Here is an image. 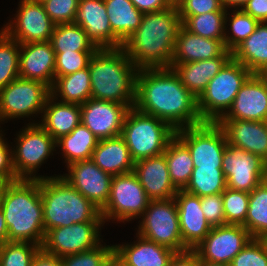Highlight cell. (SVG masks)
Listing matches in <instances>:
<instances>
[{
  "label": "cell",
  "instance_id": "27",
  "mask_svg": "<svg viewBox=\"0 0 267 266\" xmlns=\"http://www.w3.org/2000/svg\"><path fill=\"white\" fill-rule=\"evenodd\" d=\"M231 58L232 52L226 50L220 57L171 65L170 68L178 75L181 83L198 99L205 91L208 82Z\"/></svg>",
  "mask_w": 267,
  "mask_h": 266
},
{
  "label": "cell",
  "instance_id": "41",
  "mask_svg": "<svg viewBox=\"0 0 267 266\" xmlns=\"http://www.w3.org/2000/svg\"><path fill=\"white\" fill-rule=\"evenodd\" d=\"M226 224L243 225L248 211L249 193L226 188L222 193Z\"/></svg>",
  "mask_w": 267,
  "mask_h": 266
},
{
  "label": "cell",
  "instance_id": "20",
  "mask_svg": "<svg viewBox=\"0 0 267 266\" xmlns=\"http://www.w3.org/2000/svg\"><path fill=\"white\" fill-rule=\"evenodd\" d=\"M220 119L267 121V82L261 74H252L246 80Z\"/></svg>",
  "mask_w": 267,
  "mask_h": 266
},
{
  "label": "cell",
  "instance_id": "37",
  "mask_svg": "<svg viewBox=\"0 0 267 266\" xmlns=\"http://www.w3.org/2000/svg\"><path fill=\"white\" fill-rule=\"evenodd\" d=\"M227 181L222 168L194 167L189 183L183 189L199 197L223 193Z\"/></svg>",
  "mask_w": 267,
  "mask_h": 266
},
{
  "label": "cell",
  "instance_id": "35",
  "mask_svg": "<svg viewBox=\"0 0 267 266\" xmlns=\"http://www.w3.org/2000/svg\"><path fill=\"white\" fill-rule=\"evenodd\" d=\"M245 228L252 238L267 239V179L249 193Z\"/></svg>",
  "mask_w": 267,
  "mask_h": 266
},
{
  "label": "cell",
  "instance_id": "47",
  "mask_svg": "<svg viewBox=\"0 0 267 266\" xmlns=\"http://www.w3.org/2000/svg\"><path fill=\"white\" fill-rule=\"evenodd\" d=\"M179 16H195L209 12H227L220 0H179Z\"/></svg>",
  "mask_w": 267,
  "mask_h": 266
},
{
  "label": "cell",
  "instance_id": "40",
  "mask_svg": "<svg viewBox=\"0 0 267 266\" xmlns=\"http://www.w3.org/2000/svg\"><path fill=\"white\" fill-rule=\"evenodd\" d=\"M233 13L228 12L225 16V25L227 22L230 23L225 27L224 34V44L227 50L233 51L241 42L247 39L256 29V26L259 22L252 18L249 14L245 13L241 10H232ZM231 16H227L230 15ZM228 26H230V31L228 30ZM230 32V33H229ZM228 33V34H227ZM231 34V35H230ZM230 35V36H229Z\"/></svg>",
  "mask_w": 267,
  "mask_h": 266
},
{
  "label": "cell",
  "instance_id": "1",
  "mask_svg": "<svg viewBox=\"0 0 267 266\" xmlns=\"http://www.w3.org/2000/svg\"><path fill=\"white\" fill-rule=\"evenodd\" d=\"M134 108L165 121L175 131L203 123L198 99L171 68L138 71Z\"/></svg>",
  "mask_w": 267,
  "mask_h": 266
},
{
  "label": "cell",
  "instance_id": "28",
  "mask_svg": "<svg viewBox=\"0 0 267 266\" xmlns=\"http://www.w3.org/2000/svg\"><path fill=\"white\" fill-rule=\"evenodd\" d=\"M91 159L104 172L112 176L134 170L135 161L121 135L99 140Z\"/></svg>",
  "mask_w": 267,
  "mask_h": 266
},
{
  "label": "cell",
  "instance_id": "44",
  "mask_svg": "<svg viewBox=\"0 0 267 266\" xmlns=\"http://www.w3.org/2000/svg\"><path fill=\"white\" fill-rule=\"evenodd\" d=\"M96 51L55 52V78L73 74L88 67Z\"/></svg>",
  "mask_w": 267,
  "mask_h": 266
},
{
  "label": "cell",
  "instance_id": "60",
  "mask_svg": "<svg viewBox=\"0 0 267 266\" xmlns=\"http://www.w3.org/2000/svg\"><path fill=\"white\" fill-rule=\"evenodd\" d=\"M31 1H33V2H37V3H43V2L46 1V0H31Z\"/></svg>",
  "mask_w": 267,
  "mask_h": 266
},
{
  "label": "cell",
  "instance_id": "34",
  "mask_svg": "<svg viewBox=\"0 0 267 266\" xmlns=\"http://www.w3.org/2000/svg\"><path fill=\"white\" fill-rule=\"evenodd\" d=\"M163 154L166 157L171 182L178 190L184 189L194 168L188 147L175 135Z\"/></svg>",
  "mask_w": 267,
  "mask_h": 266
},
{
  "label": "cell",
  "instance_id": "39",
  "mask_svg": "<svg viewBox=\"0 0 267 266\" xmlns=\"http://www.w3.org/2000/svg\"><path fill=\"white\" fill-rule=\"evenodd\" d=\"M20 43L0 30V89L19 77Z\"/></svg>",
  "mask_w": 267,
  "mask_h": 266
},
{
  "label": "cell",
  "instance_id": "2",
  "mask_svg": "<svg viewBox=\"0 0 267 266\" xmlns=\"http://www.w3.org/2000/svg\"><path fill=\"white\" fill-rule=\"evenodd\" d=\"M181 25L176 4L161 11L144 13L140 26L122 48L138 70L170 68Z\"/></svg>",
  "mask_w": 267,
  "mask_h": 266
},
{
  "label": "cell",
  "instance_id": "45",
  "mask_svg": "<svg viewBox=\"0 0 267 266\" xmlns=\"http://www.w3.org/2000/svg\"><path fill=\"white\" fill-rule=\"evenodd\" d=\"M230 266H267V239L252 238Z\"/></svg>",
  "mask_w": 267,
  "mask_h": 266
},
{
  "label": "cell",
  "instance_id": "51",
  "mask_svg": "<svg viewBox=\"0 0 267 266\" xmlns=\"http://www.w3.org/2000/svg\"><path fill=\"white\" fill-rule=\"evenodd\" d=\"M130 1L142 13L161 11L173 5L170 0H130Z\"/></svg>",
  "mask_w": 267,
  "mask_h": 266
},
{
  "label": "cell",
  "instance_id": "10",
  "mask_svg": "<svg viewBox=\"0 0 267 266\" xmlns=\"http://www.w3.org/2000/svg\"><path fill=\"white\" fill-rule=\"evenodd\" d=\"M50 87L37 80L16 78L0 89V123L42 114Z\"/></svg>",
  "mask_w": 267,
  "mask_h": 266
},
{
  "label": "cell",
  "instance_id": "15",
  "mask_svg": "<svg viewBox=\"0 0 267 266\" xmlns=\"http://www.w3.org/2000/svg\"><path fill=\"white\" fill-rule=\"evenodd\" d=\"M252 239L243 225L226 224L212 227L194 249L201 262L231 264L233 258Z\"/></svg>",
  "mask_w": 267,
  "mask_h": 266
},
{
  "label": "cell",
  "instance_id": "50",
  "mask_svg": "<svg viewBox=\"0 0 267 266\" xmlns=\"http://www.w3.org/2000/svg\"><path fill=\"white\" fill-rule=\"evenodd\" d=\"M242 10L259 23L267 22V0H249Z\"/></svg>",
  "mask_w": 267,
  "mask_h": 266
},
{
  "label": "cell",
  "instance_id": "24",
  "mask_svg": "<svg viewBox=\"0 0 267 266\" xmlns=\"http://www.w3.org/2000/svg\"><path fill=\"white\" fill-rule=\"evenodd\" d=\"M133 172L150 200L172 199L178 192L171 182L164 154L136 161Z\"/></svg>",
  "mask_w": 267,
  "mask_h": 266
},
{
  "label": "cell",
  "instance_id": "14",
  "mask_svg": "<svg viewBox=\"0 0 267 266\" xmlns=\"http://www.w3.org/2000/svg\"><path fill=\"white\" fill-rule=\"evenodd\" d=\"M104 222L74 223L48 230L41 248L58 257L93 249L101 243L100 230Z\"/></svg>",
  "mask_w": 267,
  "mask_h": 266
},
{
  "label": "cell",
  "instance_id": "7",
  "mask_svg": "<svg viewBox=\"0 0 267 266\" xmlns=\"http://www.w3.org/2000/svg\"><path fill=\"white\" fill-rule=\"evenodd\" d=\"M252 73L231 58L208 82L198 98V110L203 122H217L231 108L238 91Z\"/></svg>",
  "mask_w": 267,
  "mask_h": 266
},
{
  "label": "cell",
  "instance_id": "61",
  "mask_svg": "<svg viewBox=\"0 0 267 266\" xmlns=\"http://www.w3.org/2000/svg\"><path fill=\"white\" fill-rule=\"evenodd\" d=\"M172 4H177L179 0H170Z\"/></svg>",
  "mask_w": 267,
  "mask_h": 266
},
{
  "label": "cell",
  "instance_id": "12",
  "mask_svg": "<svg viewBox=\"0 0 267 266\" xmlns=\"http://www.w3.org/2000/svg\"><path fill=\"white\" fill-rule=\"evenodd\" d=\"M175 135L188 147L194 167L222 168L227 141L217 122L182 128Z\"/></svg>",
  "mask_w": 267,
  "mask_h": 266
},
{
  "label": "cell",
  "instance_id": "23",
  "mask_svg": "<svg viewBox=\"0 0 267 266\" xmlns=\"http://www.w3.org/2000/svg\"><path fill=\"white\" fill-rule=\"evenodd\" d=\"M227 144L260 156L267 162V121L219 119Z\"/></svg>",
  "mask_w": 267,
  "mask_h": 266
},
{
  "label": "cell",
  "instance_id": "13",
  "mask_svg": "<svg viewBox=\"0 0 267 266\" xmlns=\"http://www.w3.org/2000/svg\"><path fill=\"white\" fill-rule=\"evenodd\" d=\"M222 171L228 188L250 193L267 179V162L258 155L227 144Z\"/></svg>",
  "mask_w": 267,
  "mask_h": 266
},
{
  "label": "cell",
  "instance_id": "4",
  "mask_svg": "<svg viewBox=\"0 0 267 266\" xmlns=\"http://www.w3.org/2000/svg\"><path fill=\"white\" fill-rule=\"evenodd\" d=\"M1 210L8 228V242H30L42 246L45 231L40 180L11 182Z\"/></svg>",
  "mask_w": 267,
  "mask_h": 266
},
{
  "label": "cell",
  "instance_id": "33",
  "mask_svg": "<svg viewBox=\"0 0 267 266\" xmlns=\"http://www.w3.org/2000/svg\"><path fill=\"white\" fill-rule=\"evenodd\" d=\"M98 139L82 123L76 126L72 132L56 141V147H61V154L66 165L83 160H90Z\"/></svg>",
  "mask_w": 267,
  "mask_h": 266
},
{
  "label": "cell",
  "instance_id": "11",
  "mask_svg": "<svg viewBox=\"0 0 267 266\" xmlns=\"http://www.w3.org/2000/svg\"><path fill=\"white\" fill-rule=\"evenodd\" d=\"M149 201L133 171L119 174L112 178L109 199L100 213L104 223L109 220L129 222L141 218Z\"/></svg>",
  "mask_w": 267,
  "mask_h": 266
},
{
  "label": "cell",
  "instance_id": "9",
  "mask_svg": "<svg viewBox=\"0 0 267 266\" xmlns=\"http://www.w3.org/2000/svg\"><path fill=\"white\" fill-rule=\"evenodd\" d=\"M141 217L136 234L177 253L188 250L183 245L174 198L150 200Z\"/></svg>",
  "mask_w": 267,
  "mask_h": 266
},
{
  "label": "cell",
  "instance_id": "29",
  "mask_svg": "<svg viewBox=\"0 0 267 266\" xmlns=\"http://www.w3.org/2000/svg\"><path fill=\"white\" fill-rule=\"evenodd\" d=\"M56 101L51 95L48 97L40 116L42 122H38L55 141L70 134L81 123L80 105Z\"/></svg>",
  "mask_w": 267,
  "mask_h": 266
},
{
  "label": "cell",
  "instance_id": "5",
  "mask_svg": "<svg viewBox=\"0 0 267 266\" xmlns=\"http://www.w3.org/2000/svg\"><path fill=\"white\" fill-rule=\"evenodd\" d=\"M44 231L74 223L104 222L100 210L62 176L40 179Z\"/></svg>",
  "mask_w": 267,
  "mask_h": 266
},
{
  "label": "cell",
  "instance_id": "57",
  "mask_svg": "<svg viewBox=\"0 0 267 266\" xmlns=\"http://www.w3.org/2000/svg\"><path fill=\"white\" fill-rule=\"evenodd\" d=\"M201 266H230V265L229 264H223V263L201 262Z\"/></svg>",
  "mask_w": 267,
  "mask_h": 266
},
{
  "label": "cell",
  "instance_id": "46",
  "mask_svg": "<svg viewBox=\"0 0 267 266\" xmlns=\"http://www.w3.org/2000/svg\"><path fill=\"white\" fill-rule=\"evenodd\" d=\"M55 25L74 23L79 0H46L42 3Z\"/></svg>",
  "mask_w": 267,
  "mask_h": 266
},
{
  "label": "cell",
  "instance_id": "42",
  "mask_svg": "<svg viewBox=\"0 0 267 266\" xmlns=\"http://www.w3.org/2000/svg\"><path fill=\"white\" fill-rule=\"evenodd\" d=\"M40 248L30 242H6L0 247V266H31Z\"/></svg>",
  "mask_w": 267,
  "mask_h": 266
},
{
  "label": "cell",
  "instance_id": "58",
  "mask_svg": "<svg viewBox=\"0 0 267 266\" xmlns=\"http://www.w3.org/2000/svg\"><path fill=\"white\" fill-rule=\"evenodd\" d=\"M110 266H122L114 257L110 262Z\"/></svg>",
  "mask_w": 267,
  "mask_h": 266
},
{
  "label": "cell",
  "instance_id": "55",
  "mask_svg": "<svg viewBox=\"0 0 267 266\" xmlns=\"http://www.w3.org/2000/svg\"><path fill=\"white\" fill-rule=\"evenodd\" d=\"M8 242V228L2 210H0V247Z\"/></svg>",
  "mask_w": 267,
  "mask_h": 266
},
{
  "label": "cell",
  "instance_id": "48",
  "mask_svg": "<svg viewBox=\"0 0 267 266\" xmlns=\"http://www.w3.org/2000/svg\"><path fill=\"white\" fill-rule=\"evenodd\" d=\"M200 198L203 214L211 227L226 225L222 193Z\"/></svg>",
  "mask_w": 267,
  "mask_h": 266
},
{
  "label": "cell",
  "instance_id": "32",
  "mask_svg": "<svg viewBox=\"0 0 267 266\" xmlns=\"http://www.w3.org/2000/svg\"><path fill=\"white\" fill-rule=\"evenodd\" d=\"M50 91L51 96L58 101L82 105L91 98L89 68L56 77ZM59 97L61 100L58 99Z\"/></svg>",
  "mask_w": 267,
  "mask_h": 266
},
{
  "label": "cell",
  "instance_id": "16",
  "mask_svg": "<svg viewBox=\"0 0 267 266\" xmlns=\"http://www.w3.org/2000/svg\"><path fill=\"white\" fill-rule=\"evenodd\" d=\"M55 24L46 13L42 3L20 0L14 20L2 30L20 44L50 41Z\"/></svg>",
  "mask_w": 267,
  "mask_h": 266
},
{
  "label": "cell",
  "instance_id": "8",
  "mask_svg": "<svg viewBox=\"0 0 267 266\" xmlns=\"http://www.w3.org/2000/svg\"><path fill=\"white\" fill-rule=\"evenodd\" d=\"M24 127L16 135L15 149L12 148L14 172L17 179L40 180L45 176H37L36 172L53 155V151H56V141L38 123L31 122Z\"/></svg>",
  "mask_w": 267,
  "mask_h": 266
},
{
  "label": "cell",
  "instance_id": "17",
  "mask_svg": "<svg viewBox=\"0 0 267 266\" xmlns=\"http://www.w3.org/2000/svg\"><path fill=\"white\" fill-rule=\"evenodd\" d=\"M66 167L68 173L60 176L101 211L109 199L113 176L104 172L92 159L77 161Z\"/></svg>",
  "mask_w": 267,
  "mask_h": 266
},
{
  "label": "cell",
  "instance_id": "22",
  "mask_svg": "<svg viewBox=\"0 0 267 266\" xmlns=\"http://www.w3.org/2000/svg\"><path fill=\"white\" fill-rule=\"evenodd\" d=\"M55 57L50 41L20 44L19 77L37 80L52 87Z\"/></svg>",
  "mask_w": 267,
  "mask_h": 266
},
{
  "label": "cell",
  "instance_id": "53",
  "mask_svg": "<svg viewBox=\"0 0 267 266\" xmlns=\"http://www.w3.org/2000/svg\"><path fill=\"white\" fill-rule=\"evenodd\" d=\"M31 266H63L61 257L45 252L40 248L34 255Z\"/></svg>",
  "mask_w": 267,
  "mask_h": 266
},
{
  "label": "cell",
  "instance_id": "38",
  "mask_svg": "<svg viewBox=\"0 0 267 266\" xmlns=\"http://www.w3.org/2000/svg\"><path fill=\"white\" fill-rule=\"evenodd\" d=\"M227 12H209L195 16H180L182 25L191 33L213 40H224Z\"/></svg>",
  "mask_w": 267,
  "mask_h": 266
},
{
  "label": "cell",
  "instance_id": "21",
  "mask_svg": "<svg viewBox=\"0 0 267 266\" xmlns=\"http://www.w3.org/2000/svg\"><path fill=\"white\" fill-rule=\"evenodd\" d=\"M174 200L177 204L183 245L188 250H194L212 228L203 214L201 198L179 189L174 196Z\"/></svg>",
  "mask_w": 267,
  "mask_h": 266
},
{
  "label": "cell",
  "instance_id": "26",
  "mask_svg": "<svg viewBox=\"0 0 267 266\" xmlns=\"http://www.w3.org/2000/svg\"><path fill=\"white\" fill-rule=\"evenodd\" d=\"M226 50L224 40L204 38L191 33L181 25L177 33L171 65L220 57Z\"/></svg>",
  "mask_w": 267,
  "mask_h": 266
},
{
  "label": "cell",
  "instance_id": "25",
  "mask_svg": "<svg viewBox=\"0 0 267 266\" xmlns=\"http://www.w3.org/2000/svg\"><path fill=\"white\" fill-rule=\"evenodd\" d=\"M136 235L133 244L113 245V257L122 266H169L177 252Z\"/></svg>",
  "mask_w": 267,
  "mask_h": 266
},
{
  "label": "cell",
  "instance_id": "6",
  "mask_svg": "<svg viewBox=\"0 0 267 266\" xmlns=\"http://www.w3.org/2000/svg\"><path fill=\"white\" fill-rule=\"evenodd\" d=\"M175 132L165 121L133 107L126 113L121 136L136 162L163 154Z\"/></svg>",
  "mask_w": 267,
  "mask_h": 266
},
{
  "label": "cell",
  "instance_id": "56",
  "mask_svg": "<svg viewBox=\"0 0 267 266\" xmlns=\"http://www.w3.org/2000/svg\"><path fill=\"white\" fill-rule=\"evenodd\" d=\"M10 183H11L10 181L0 180V210H1L2 205H3V199H4L5 192H6L7 187Z\"/></svg>",
  "mask_w": 267,
  "mask_h": 266
},
{
  "label": "cell",
  "instance_id": "3",
  "mask_svg": "<svg viewBox=\"0 0 267 266\" xmlns=\"http://www.w3.org/2000/svg\"><path fill=\"white\" fill-rule=\"evenodd\" d=\"M88 68L91 98L134 107L138 69L123 48L98 49Z\"/></svg>",
  "mask_w": 267,
  "mask_h": 266
},
{
  "label": "cell",
  "instance_id": "30",
  "mask_svg": "<svg viewBox=\"0 0 267 266\" xmlns=\"http://www.w3.org/2000/svg\"><path fill=\"white\" fill-rule=\"evenodd\" d=\"M232 58L252 74H262L267 69V22L256 26L255 31L232 51Z\"/></svg>",
  "mask_w": 267,
  "mask_h": 266
},
{
  "label": "cell",
  "instance_id": "43",
  "mask_svg": "<svg viewBox=\"0 0 267 266\" xmlns=\"http://www.w3.org/2000/svg\"><path fill=\"white\" fill-rule=\"evenodd\" d=\"M113 245L99 244L93 249L61 257L63 266H109Z\"/></svg>",
  "mask_w": 267,
  "mask_h": 266
},
{
  "label": "cell",
  "instance_id": "18",
  "mask_svg": "<svg viewBox=\"0 0 267 266\" xmlns=\"http://www.w3.org/2000/svg\"><path fill=\"white\" fill-rule=\"evenodd\" d=\"M81 106V123L98 140L120 136L129 108L125 104L90 98Z\"/></svg>",
  "mask_w": 267,
  "mask_h": 266
},
{
  "label": "cell",
  "instance_id": "49",
  "mask_svg": "<svg viewBox=\"0 0 267 266\" xmlns=\"http://www.w3.org/2000/svg\"><path fill=\"white\" fill-rule=\"evenodd\" d=\"M3 136L0 130V180L13 182L18 179L13 168L12 149Z\"/></svg>",
  "mask_w": 267,
  "mask_h": 266
},
{
  "label": "cell",
  "instance_id": "52",
  "mask_svg": "<svg viewBox=\"0 0 267 266\" xmlns=\"http://www.w3.org/2000/svg\"><path fill=\"white\" fill-rule=\"evenodd\" d=\"M169 266H201V260L194 250H187L176 253Z\"/></svg>",
  "mask_w": 267,
  "mask_h": 266
},
{
  "label": "cell",
  "instance_id": "31",
  "mask_svg": "<svg viewBox=\"0 0 267 266\" xmlns=\"http://www.w3.org/2000/svg\"><path fill=\"white\" fill-rule=\"evenodd\" d=\"M113 34L124 44L138 29L144 13L130 0H104Z\"/></svg>",
  "mask_w": 267,
  "mask_h": 266
},
{
  "label": "cell",
  "instance_id": "59",
  "mask_svg": "<svg viewBox=\"0 0 267 266\" xmlns=\"http://www.w3.org/2000/svg\"><path fill=\"white\" fill-rule=\"evenodd\" d=\"M261 76L266 80L267 82V69L261 74Z\"/></svg>",
  "mask_w": 267,
  "mask_h": 266
},
{
  "label": "cell",
  "instance_id": "19",
  "mask_svg": "<svg viewBox=\"0 0 267 266\" xmlns=\"http://www.w3.org/2000/svg\"><path fill=\"white\" fill-rule=\"evenodd\" d=\"M74 24L82 27L98 49L123 47L112 32L104 0H79Z\"/></svg>",
  "mask_w": 267,
  "mask_h": 266
},
{
  "label": "cell",
  "instance_id": "54",
  "mask_svg": "<svg viewBox=\"0 0 267 266\" xmlns=\"http://www.w3.org/2000/svg\"><path fill=\"white\" fill-rule=\"evenodd\" d=\"M249 0H220L222 6L226 10H232L234 8L235 10H241L246 5V3Z\"/></svg>",
  "mask_w": 267,
  "mask_h": 266
},
{
  "label": "cell",
  "instance_id": "36",
  "mask_svg": "<svg viewBox=\"0 0 267 266\" xmlns=\"http://www.w3.org/2000/svg\"><path fill=\"white\" fill-rule=\"evenodd\" d=\"M50 43L54 52L98 50L82 27L74 23L55 25Z\"/></svg>",
  "mask_w": 267,
  "mask_h": 266
}]
</instances>
